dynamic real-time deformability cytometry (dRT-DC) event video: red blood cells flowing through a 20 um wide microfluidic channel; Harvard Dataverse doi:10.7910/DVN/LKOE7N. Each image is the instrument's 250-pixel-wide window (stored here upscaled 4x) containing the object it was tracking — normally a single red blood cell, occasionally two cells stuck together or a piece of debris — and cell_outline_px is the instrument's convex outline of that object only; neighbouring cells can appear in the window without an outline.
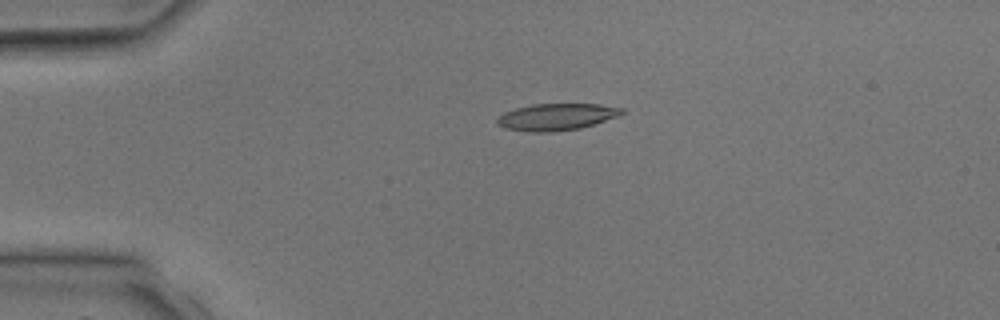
{"species": "common noctule bat (a hibernating species)", "species_latin": "Nyctalus noctula", "temperature_condition": "room temperature", "stored_images_in_passage": 3, "camera_frame_rate_fps": 3000, "um_per_image_px": 0.085, "animal": {"sex": "male", "body_mass_g": 17.9, "forearm_length_mm": 54.2}, "frame": {"image": 1, "passage_image": 1, "time_ms": 0.0, "image_size_px": [1000, 320], "cell_outline_px": [[624, 112], [620, 116], [580, 128], [552, 132], [528, 132], [504, 128], [496, 124], [496, 120], [504, 112], [516, 108], [532, 104], [600, 104], [624, 108]], "centroid_in_image_um": [47.3, 9.94], "position_along_channel_um": 37.7, "area_um2": 19.59}}
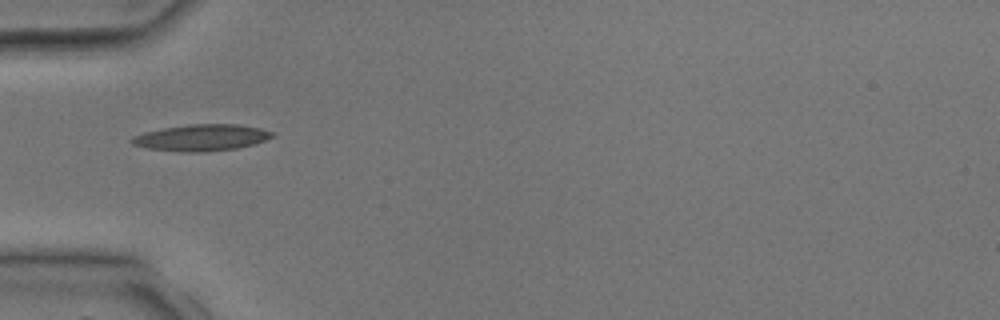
{"frame": {"image": 2, "passage_image": 2, "time_ms": 1.333, "image_size_px": [1000, 320], "cell_outline_px": [[276, 136], [252, 144], [236, 148], [196, 152], [180, 152], [144, 148], [132, 144], [128, 140], [132, 136], [144, 132], [164, 128], [188, 124], [236, 124], [260, 128], [276, 132]], "centroid_in_image_um": [17.09, 11.69], "position_along_channel_um": 67.9, "area_um2": 21.73}}